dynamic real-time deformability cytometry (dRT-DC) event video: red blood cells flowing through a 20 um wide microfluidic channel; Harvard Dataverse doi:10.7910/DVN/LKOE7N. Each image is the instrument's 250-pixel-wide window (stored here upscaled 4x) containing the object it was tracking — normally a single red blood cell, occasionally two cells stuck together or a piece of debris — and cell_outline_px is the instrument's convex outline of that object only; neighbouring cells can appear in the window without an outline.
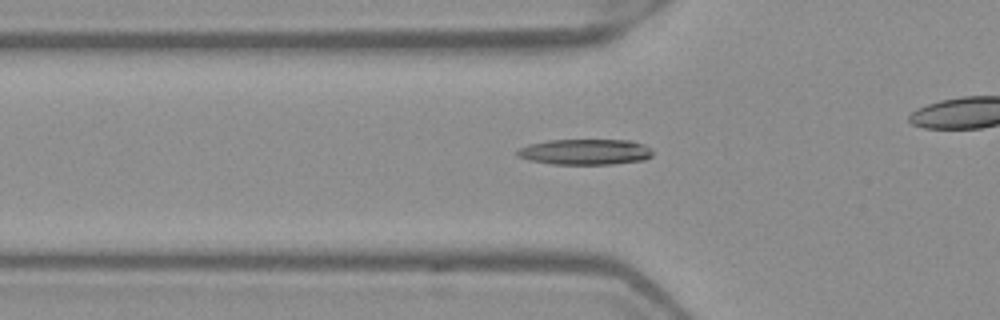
{"species": "Egyptian fruit bat (a non-hibernating species)", "species_latin": "Rousettus aegyptiacus", "temperature_condition": "warm", "stored_images_in_passage": 43, "camera_frame_rate_fps": 3000, "um_per_image_px": 0.085, "frame": {"image": 1, "passage_image": 19, "time_ms": 6.0, "image_size_px": [1000, 320], "cell_outline_px": [[652, 156], [644, 160], [612, 164], [552, 164], [528, 160], [516, 156], [516, 152], [520, 148], [528, 144], [548, 140], [632, 140], [644, 144], [652, 148]], "centroid_in_image_um": [49.75, 12.91], "position_along_channel_um": 76.1, "area_um2": 20.46}}
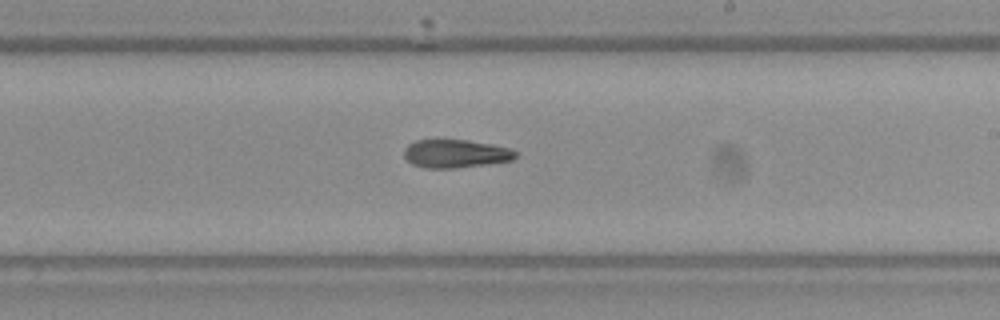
{"frame": {"image": 2, "passage_image": 32, "time_ms": 10.333, "image_size_px": [1000, 320], "cell_outline_px": [[516, 156], [512, 160], [456, 168], [424, 168], [412, 164], [404, 156], [404, 148], [408, 144], [416, 140], [468, 140], [492, 144], [512, 148], [516, 152]], "centroid_in_image_um": [38.71, 13.05], "position_along_channel_um": 250.3, "area_um2": 18.32}}
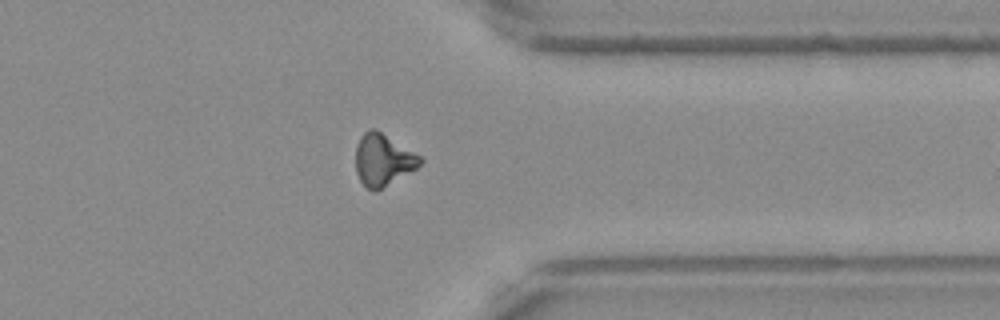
{"frame": {"image": 3, "passage_image": 42, "time_ms": 13.667, "image_size_px": [1000, 320], "cell_outline_px": [[424, 160], [416, 168], [380, 188], [368, 188], [360, 180], [356, 172], [356, 144], [360, 136], [368, 128], [376, 128], [420, 156]], "centroid_in_image_um": [32.53, 13.52], "position_along_channel_um": 378.9, "area_um2": 19.02}}